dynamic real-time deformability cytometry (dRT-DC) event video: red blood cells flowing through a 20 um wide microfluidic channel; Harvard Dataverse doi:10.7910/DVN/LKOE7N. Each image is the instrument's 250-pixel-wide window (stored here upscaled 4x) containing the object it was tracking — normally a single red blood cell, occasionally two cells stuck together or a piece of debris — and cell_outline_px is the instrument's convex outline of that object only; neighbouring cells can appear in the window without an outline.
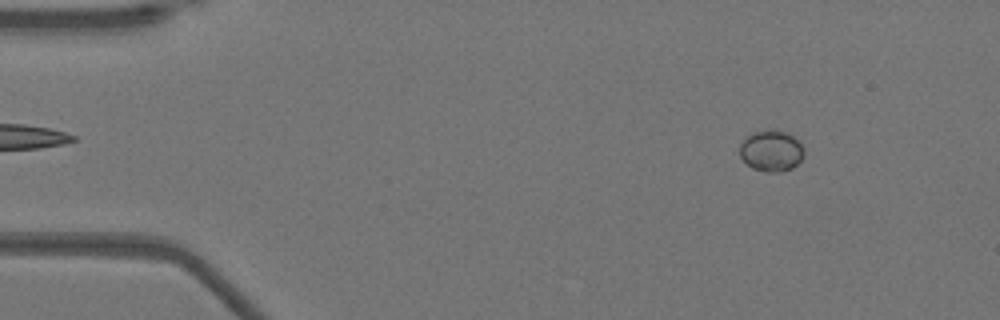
{"species": "Egyptian fruit bat (a non-hibernating species)", "species_latin": "Rousettus aegyptiacus", "temperature_condition": "warm", "stored_images_in_passage": 48, "camera_frame_rate_fps": 3000, "um_per_image_px": 0.085, "animal": {"sex": "female"}, "frame": {"image": 1, "passage_image": 3, "time_ms": 0.667, "image_size_px": [1000, 320], "cell_outline_px": [[804, 156], [792, 168], [780, 172], [764, 172], [752, 168], [740, 156], [740, 144], [752, 132], [772, 128], [776, 128], [788, 132], [804, 148]], "centroid_in_image_um": [65.56, 12.8], "position_along_channel_um": 19.4, "area_um2": 15.55}}
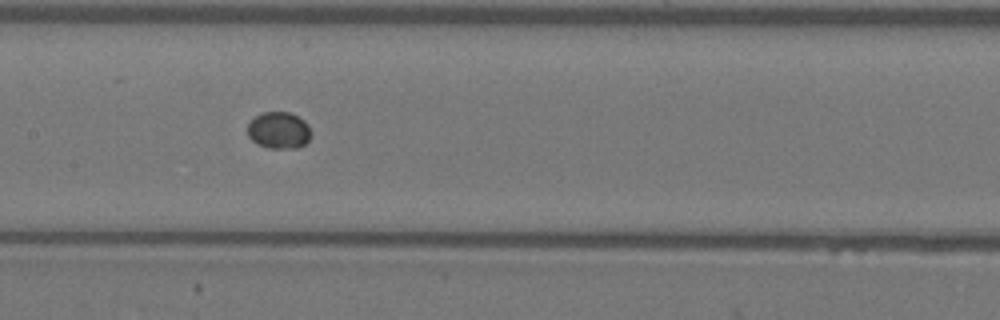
{"frame": {"image": 2, "passage_image": 22, "time_ms": 7.0, "image_size_px": [1000, 320], "cell_outline_px": [[312, 136], [304, 144], [296, 148], [268, 148], [256, 144], [248, 136], [248, 124], [256, 116], [264, 112], [288, 112], [304, 120], [308, 124], [312, 132]], "centroid_in_image_um": [23.72, 11.09], "position_along_channel_um": 183.7, "area_um2": 13.64}}
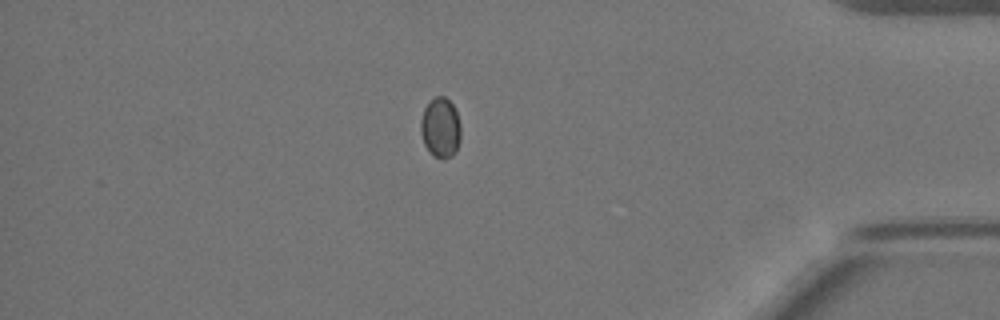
{"frame": {"image": 3, "passage_image": 41, "time_ms": 13.333, "image_size_px": [1000, 320], "cell_outline_px": [[460, 140], [456, 152], [452, 156], [444, 160], [440, 160], [432, 156], [428, 152], [424, 144], [420, 132], [420, 120], [424, 108], [436, 96], [444, 96], [452, 104], [456, 112], [460, 124]], "centroid_in_image_um": [37.43, 10.92], "position_along_channel_um": 397.8, "area_um2": 14.28}}